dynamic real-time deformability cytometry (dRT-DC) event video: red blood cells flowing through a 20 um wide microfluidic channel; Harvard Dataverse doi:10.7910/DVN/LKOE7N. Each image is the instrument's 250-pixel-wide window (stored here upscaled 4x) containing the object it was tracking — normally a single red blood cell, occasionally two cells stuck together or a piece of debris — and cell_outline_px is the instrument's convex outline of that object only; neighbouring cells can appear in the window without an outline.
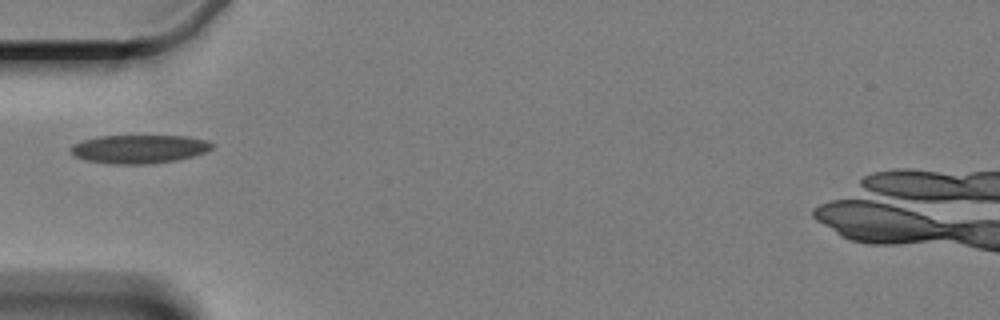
{"species": "Egyptian fruit bat (a non-hibernating species)", "species_latin": "Rousettus aegyptiacus", "temperature_condition": "cold", "stored_images_in_passage": 6, "camera_frame_rate_fps": 3000, "um_per_image_px": 0.085, "animal": {"sex": "female"}, "frame": {"image": 1, "passage_image": 5, "time_ms": 5.667, "image_size_px": [1000, 320], "cell_outline_px": [[216, 144], [212, 148], [204, 152], [192, 156], [172, 160], [140, 164], [116, 164], [88, 160], [76, 156], [68, 148], [72, 144], [80, 140], [96, 136], [188, 136], [208, 140]], "centroid_in_image_um": [11.81, 12.64], "position_along_channel_um": 73.2, "area_um2": 23.29}}
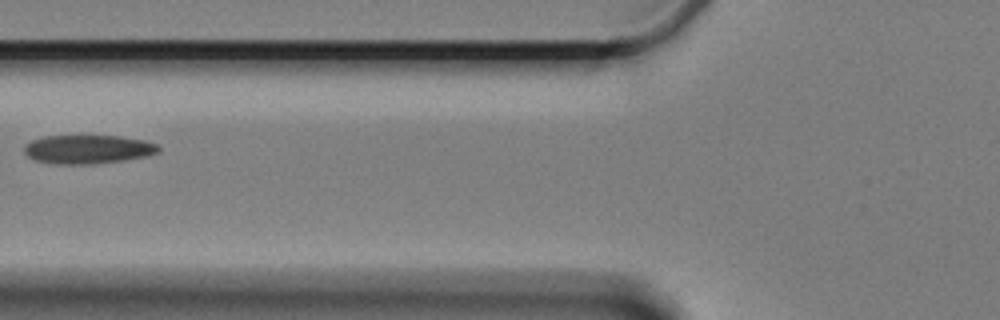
{"frame": {"image": 2, "passage_image": 6, "time_ms": 7.0, "image_size_px": [1000, 320], "cell_outline_px": [[160, 152], [148, 156], [124, 160], [92, 164], [56, 164], [36, 160], [28, 156], [24, 152], [24, 144], [32, 140], [44, 136], [120, 136], [144, 140], [160, 144]], "centroid_in_image_um": [7.51, 12.69], "position_along_channel_um": 118.3, "area_um2": 22.66}}